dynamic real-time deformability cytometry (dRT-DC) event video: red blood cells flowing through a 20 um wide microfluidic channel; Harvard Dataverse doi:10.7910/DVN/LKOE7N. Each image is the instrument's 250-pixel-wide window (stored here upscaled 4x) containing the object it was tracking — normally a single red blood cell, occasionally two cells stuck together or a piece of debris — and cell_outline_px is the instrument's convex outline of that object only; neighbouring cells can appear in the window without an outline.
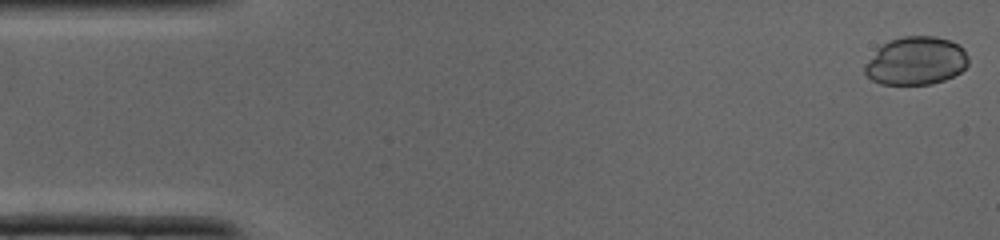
{"species": "common noctule bat (a hibernating species)", "species_latin": "Nyctalus noctula", "temperature_condition": "cold", "stored_images_in_passage": 38, "camera_frame_rate_fps": 3000, "um_per_image_px": 0.085, "animal": {"sex": "male", "body_mass_g": 19.0, "forearm_length_mm": 50.8}, "frame": {"image": 1, "passage_image": 1, "time_ms": 0.0, "image_size_px": [1000, 240], "cell_outline_px": [[968, 64], [960, 72], [944, 80], [932, 84], [880, 84], [872, 80], [864, 72], [864, 64], [888, 40], [904, 36], [936, 36], [948, 40], [964, 48], [968, 56]], "centroid_in_image_um": [77.87, 5.18], "position_along_channel_um": 7.1, "area_um2": 28.9}}
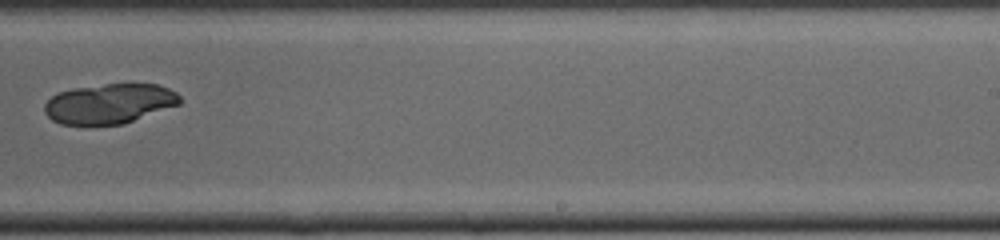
{"frame": {"image": 2, "passage_image": 23, "time_ms": 7.333, "image_size_px": [1000, 240], "cell_outline_px": [[184, 100], [180, 104], [120, 124], [60, 124], [52, 120], [44, 112], [44, 104], [56, 92], [72, 88], [104, 84], [156, 84], [168, 88], [176, 92]], "centroid_in_image_um": [9.28, 8.79], "position_along_channel_um": 279.7, "area_um2": 31.33}}
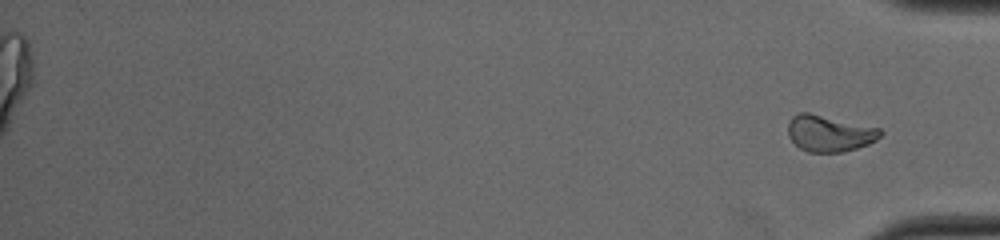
{"frame": {"image": 3, "passage_image": 38, "time_ms": 12.333, "image_size_px": [1000, 240], "cell_outline_px": [[884, 132], [876, 140], [868, 144], [844, 152], [808, 152], [800, 148], [788, 136], [788, 124], [792, 116], [800, 112], [808, 112], [880, 128]], "centroid_in_image_um": [70.5, 11.33], "position_along_channel_um": 364.7, "area_um2": 19.54}}